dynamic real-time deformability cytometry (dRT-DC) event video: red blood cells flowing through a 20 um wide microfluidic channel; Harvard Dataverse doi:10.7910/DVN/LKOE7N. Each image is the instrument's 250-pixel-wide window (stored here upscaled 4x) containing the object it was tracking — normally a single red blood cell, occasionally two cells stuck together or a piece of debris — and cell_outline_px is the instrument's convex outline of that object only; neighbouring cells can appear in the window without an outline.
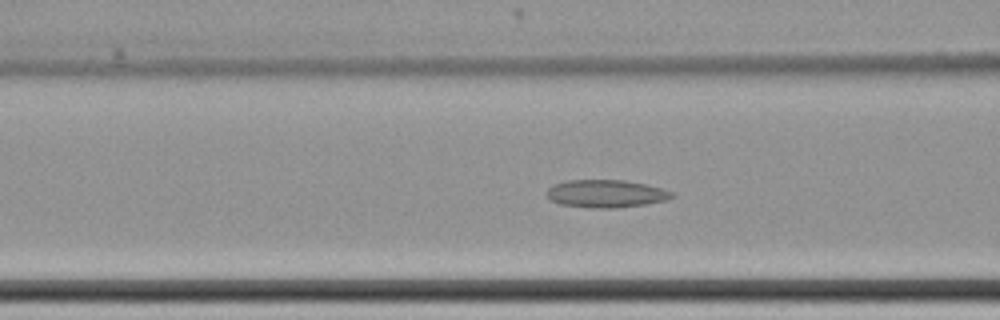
{"species": "common noctule bat (a hibernating species)", "species_latin": "Nyctalus noctula", "temperature_condition": "cold", "stored_images_in_passage": 65, "camera_frame_rate_fps": 3000, "um_per_image_px": 0.085, "animal": {"sex": "female", "body_mass_g": 22.7, "forearm_length_mm": 54.2}, "frame": {"image": 1, "passage_image": 30, "time_ms": 9.667, "image_size_px": [1000, 320], "cell_outline_px": [[676, 196], [668, 200], [644, 204], [616, 208], [592, 208], [560, 204], [552, 200], [544, 192], [552, 184], [568, 180], [624, 180], [644, 184], [660, 188], [672, 192]], "centroid_in_image_um": [51.49, 16.46], "position_along_channel_um": 115.1, "area_um2": 20.23}}
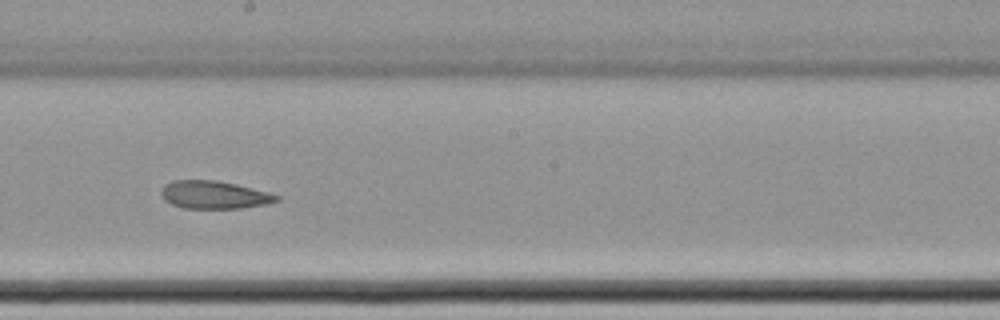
{"frame": {"image": 2, "passage_image": 40, "time_ms": 13.0, "image_size_px": [1000, 320], "cell_outline_px": [[280, 200], [264, 204], [240, 208], [184, 208], [172, 204], [164, 200], [160, 196], [160, 192], [164, 184], [172, 180], [216, 180], [236, 184], [268, 192], [280, 196]], "centroid_in_image_um": [18.16, 16.55], "position_along_channel_um": 230.0, "area_um2": 18.73}}
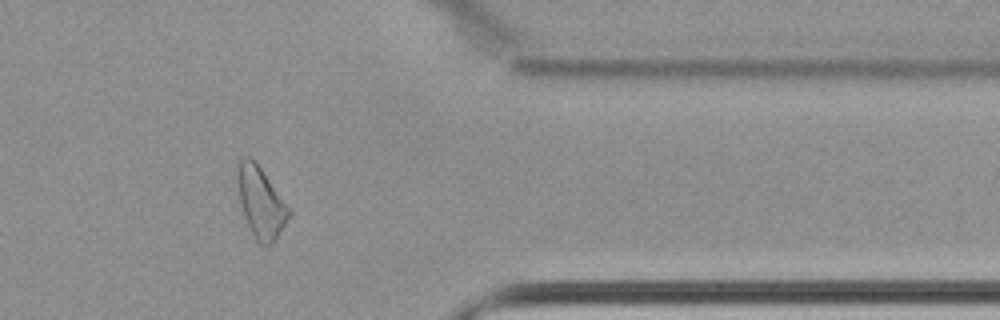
{"frame": {"image": 3, "passage_image": 55, "time_ms": 18.0, "image_size_px": [1000, 320], "cell_outline_px": [[292, 212], [272, 244], [268, 248], [260, 244], [256, 240], [244, 216], [240, 200], [236, 180], [236, 164], [244, 156], [248, 156], [260, 168]], "centroid_in_image_um": [22.14, 17.21], "position_along_channel_um": 389.3, "area_um2": 20.81}}